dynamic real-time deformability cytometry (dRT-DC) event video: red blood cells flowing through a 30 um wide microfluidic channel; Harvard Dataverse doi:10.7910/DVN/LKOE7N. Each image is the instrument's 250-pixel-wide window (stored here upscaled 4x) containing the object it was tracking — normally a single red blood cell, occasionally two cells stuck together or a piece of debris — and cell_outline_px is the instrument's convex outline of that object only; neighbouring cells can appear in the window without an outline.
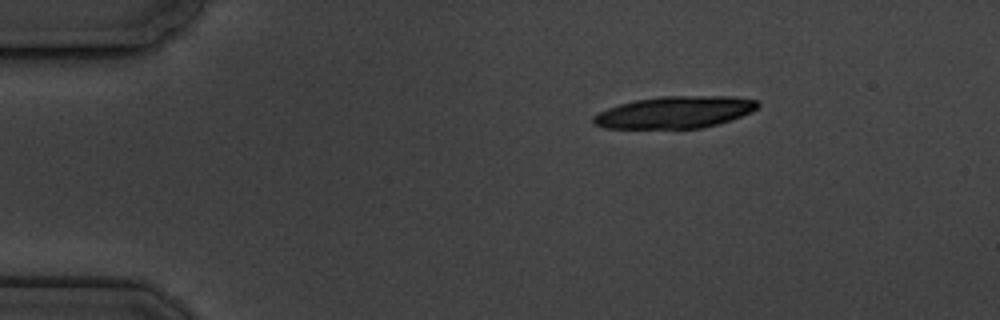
{"species": "common noctule bat (a hibernating species)", "species_latin": "Nyctalus noctula", "temperature_condition": "cold", "stored_images_in_passage": 13, "camera_frame_rate_fps": 3000, "um_per_image_px": 0.085, "animal": {"sex": "male", "body_mass_g": 19.5, "forearm_length_mm": 54.6}, "frame": {"image": 1, "passage_image": 1, "time_ms": 0.0, "image_size_px": [1000, 320], "cell_outline_px": [[760, 104], [752, 112], [704, 128], [604, 128], [596, 124], [592, 120], [592, 116], [608, 108], [620, 104], [636, 100], [660, 96], [732, 96], [756, 100]], "centroid_in_image_um": [57.36, 9.53], "position_along_channel_um": 27.6, "area_um2": 30.35}, "authors_computed_cell_mechanics": {"area_um2": 17.8602, "velocity_mm_per_s": 3.5165, "shape_relaxation_time_tau1_ms": 2.3812, "shape_relaxation_time_tau2_ms": null, "deformation_change_tau1": 0.1272, "deformation_change_tau2": null}}